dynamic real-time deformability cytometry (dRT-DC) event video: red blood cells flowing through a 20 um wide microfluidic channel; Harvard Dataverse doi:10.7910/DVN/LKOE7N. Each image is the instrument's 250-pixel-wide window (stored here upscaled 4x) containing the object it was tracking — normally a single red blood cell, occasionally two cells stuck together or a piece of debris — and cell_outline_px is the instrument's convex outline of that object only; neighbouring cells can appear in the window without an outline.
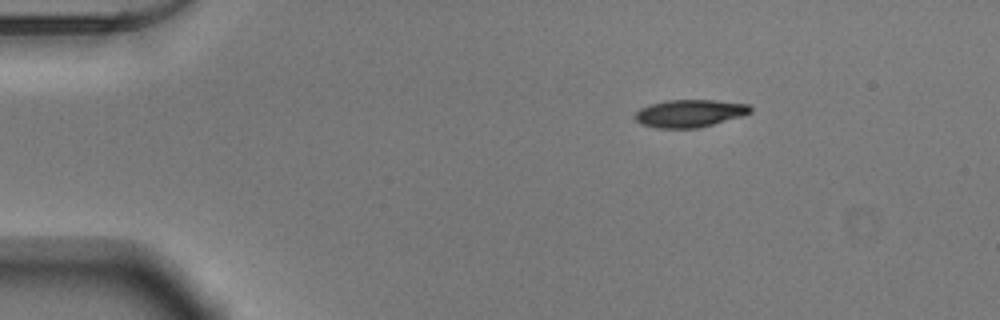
{"species": "Egyptian fruit bat (a non-hibernating species)", "species_latin": "Rousettus aegyptiacus", "temperature_condition": "warm", "stored_images_in_passage": 44, "camera_frame_rate_fps": 3000, "um_per_image_px": 0.085, "animal": {"sex": "male"}, "frame": {"image": 1, "passage_image": 1, "time_ms": 0.0, "image_size_px": [1000, 320], "cell_outline_px": [[752, 112], [744, 116], [700, 128], [656, 128], [640, 124], [636, 120], [636, 112], [640, 108], [648, 104], [668, 100], [712, 100], [748, 104], [752, 108]], "centroid_in_image_um": [58.64, 9.64], "position_along_channel_um": 26.4, "area_um2": 18.73}}
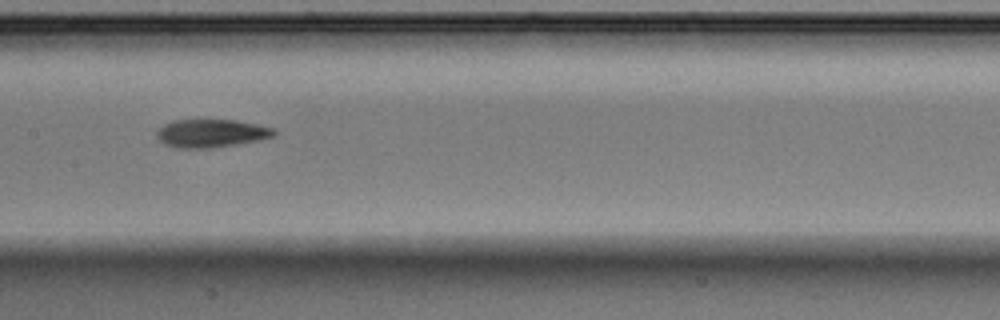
{"frame": {"image": 2, "passage_image": 19, "time_ms": 6.0, "image_size_px": [1000, 320], "cell_outline_px": [[276, 132], [272, 136], [260, 140], [212, 148], [176, 148], [164, 144], [156, 136], [156, 132], [164, 124], [172, 120], [236, 120], [272, 128]], "centroid_in_image_um": [17.9, 11.33], "position_along_channel_um": 189.5, "area_um2": 19.07}}
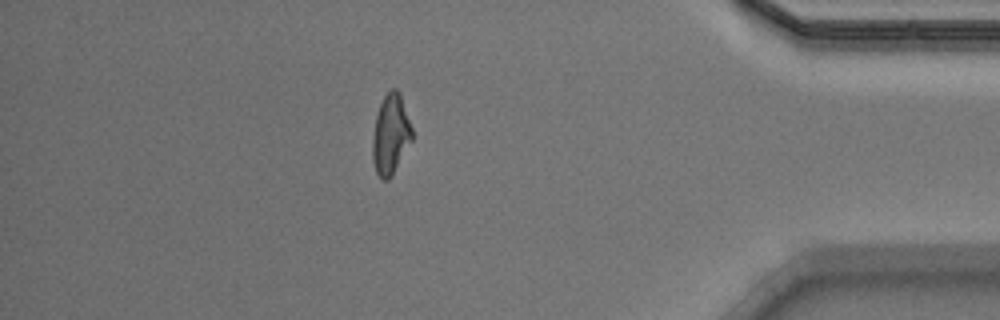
{"frame": {"image": 3, "passage_image": 38, "time_ms": 12.333, "image_size_px": [1000, 320], "cell_outline_px": [[412, 140], [392, 176], [388, 180], [380, 180], [376, 172], [372, 160], [372, 140], [376, 116], [380, 104], [384, 96], [392, 88], [396, 88], [400, 92], [412, 128]], "centroid_in_image_um": [33.2, 11.45], "position_along_channel_um": 402.0, "area_um2": 18.5}, "authors_computed_cell_mechanics": {"area_um2": 18.8139, "velocity_mm_per_s": 3.9219, "shape_relaxation_time_tau1_ms": 4.4286, "shape_relaxation_time_tau2_ms": 4.3549, "deformation_change_tau1": 0.1868, "deformation_change_tau2": 0.1056}}